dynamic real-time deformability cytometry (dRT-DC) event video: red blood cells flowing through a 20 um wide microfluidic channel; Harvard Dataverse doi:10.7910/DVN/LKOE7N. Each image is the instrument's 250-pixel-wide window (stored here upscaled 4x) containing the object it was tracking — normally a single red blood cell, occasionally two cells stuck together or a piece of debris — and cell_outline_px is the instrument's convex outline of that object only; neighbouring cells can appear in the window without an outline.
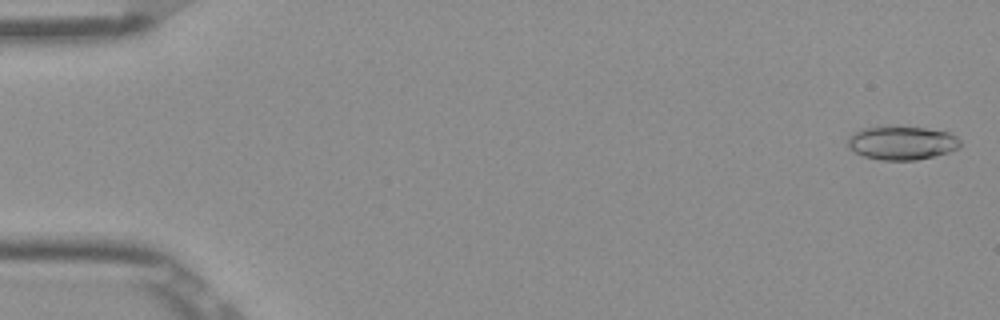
{"species": "Egyptian fruit bat (a non-hibernating species)", "species_latin": "Rousettus aegyptiacus", "temperature_condition": "room temperature", "stored_images_in_passage": 53, "camera_frame_rate_fps": 3000, "um_per_image_px": 0.085, "frame": {"image": 1, "passage_image": 2, "time_ms": 0.333, "image_size_px": [1000, 320], "cell_outline_px": [[960, 148], [948, 152], [916, 160], [880, 160], [864, 156], [848, 148], [848, 136], [864, 128], [924, 128], [948, 132], [956, 136], [960, 140]], "centroid_in_image_um": [76.67, 12.17], "position_along_channel_um": 8.3, "area_um2": 21.5}}
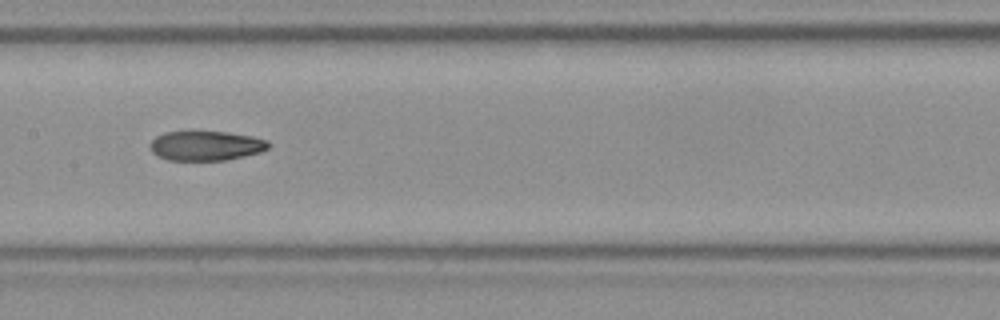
{"frame": {"image": 2, "passage_image": 27, "time_ms": 8.667, "image_size_px": [1000, 320], "cell_outline_px": [[272, 144], [268, 148], [260, 152], [228, 160], [168, 160], [156, 156], [152, 152], [148, 144], [156, 136], [164, 132], [188, 128], [192, 128], [228, 132], [252, 136], [268, 140]], "centroid_in_image_um": [17.46, 12.33], "position_along_channel_um": 189.9, "area_um2": 21.56}}
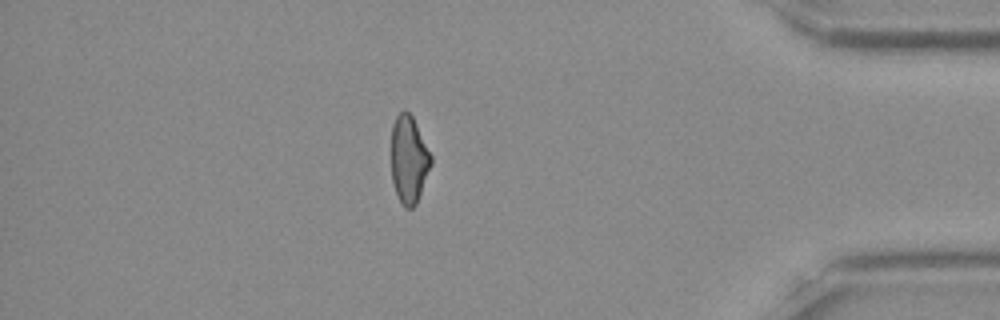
{"frame": {"image": 3, "passage_image": 46, "time_ms": 15.0, "image_size_px": [1000, 320], "cell_outline_px": [[432, 164], [416, 204], [412, 208], [404, 208], [396, 192], [392, 180], [392, 124], [396, 116], [404, 108], [412, 116], [432, 156]], "centroid_in_image_um": [34.76, 13.55], "position_along_channel_um": 400.4, "area_um2": 20.11}, "authors_computed_cell_mechanics": {"area_um2": 21.3282, "velocity_mm_per_s": 3.9107, "shape_relaxation_time_tau1_ms": null, "shape_relaxation_time_tau2_ms": 3.5036, "deformation_change_tau1": null, "deformation_change_tau2": 0.1045}}